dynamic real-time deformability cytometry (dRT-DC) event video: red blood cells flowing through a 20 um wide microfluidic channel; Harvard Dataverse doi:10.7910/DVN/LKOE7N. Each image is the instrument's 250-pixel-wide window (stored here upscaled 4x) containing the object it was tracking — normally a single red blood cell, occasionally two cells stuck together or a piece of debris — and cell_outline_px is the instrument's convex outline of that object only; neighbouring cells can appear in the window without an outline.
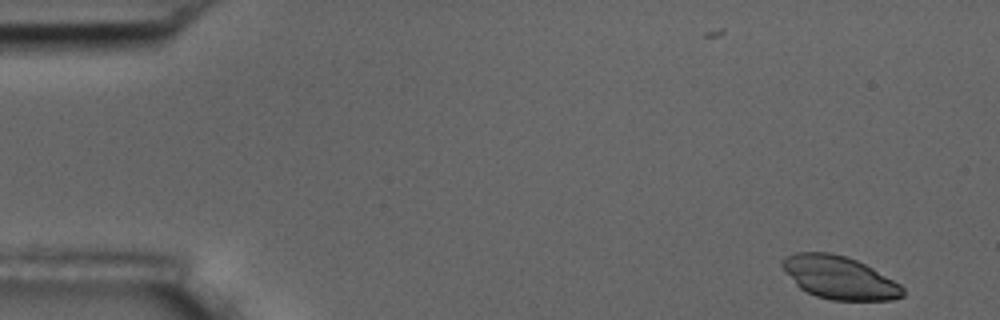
{"species": "common noctule bat (a hibernating species)", "species_latin": "Nyctalus noctula", "temperature_condition": "room temperature", "stored_images_in_passage": 54, "camera_frame_rate_fps": 3000, "um_per_image_px": 0.085, "animal": {"sex": "male", "body_mass_g": 17.5, "forearm_length_mm": 52.3}, "frame": {"image": 1, "passage_image": 1, "time_ms": 0.0, "image_size_px": [1000, 320], "cell_outline_px": [[904, 296], [892, 300], [832, 300], [816, 296], [800, 288], [784, 272], [780, 264], [780, 260], [784, 256], [796, 252], [828, 252], [844, 256], [856, 260], [872, 268], [900, 284], [904, 288]], "centroid_in_image_um": [71.3, 23.59], "position_along_channel_um": 13.7, "area_um2": 30.11}}
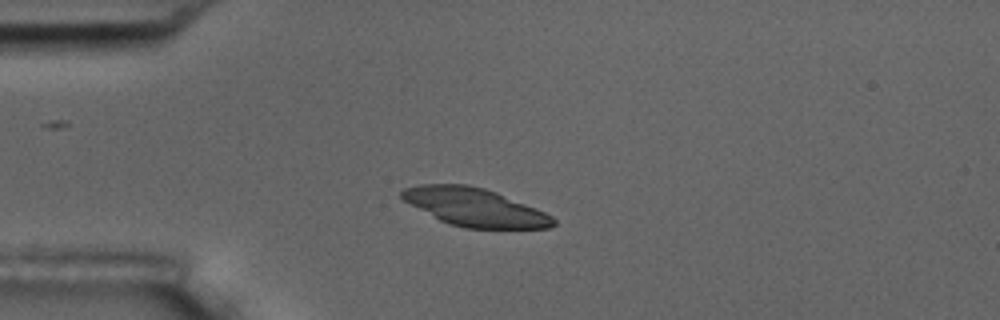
{"frame": {"image": 2, "passage_image": 12, "time_ms": 3.667, "image_size_px": [1000, 320], "cell_outline_px": [[556, 224], [548, 228], [464, 228], [448, 224], [440, 220], [404, 200], [400, 196], [400, 192], [404, 188], [420, 184], [468, 184], [484, 188], [496, 192], [536, 208], [552, 216], [556, 220]], "centroid_in_image_um": [40.36, 17.61], "position_along_channel_um": 44.6, "area_um2": 33.35}}